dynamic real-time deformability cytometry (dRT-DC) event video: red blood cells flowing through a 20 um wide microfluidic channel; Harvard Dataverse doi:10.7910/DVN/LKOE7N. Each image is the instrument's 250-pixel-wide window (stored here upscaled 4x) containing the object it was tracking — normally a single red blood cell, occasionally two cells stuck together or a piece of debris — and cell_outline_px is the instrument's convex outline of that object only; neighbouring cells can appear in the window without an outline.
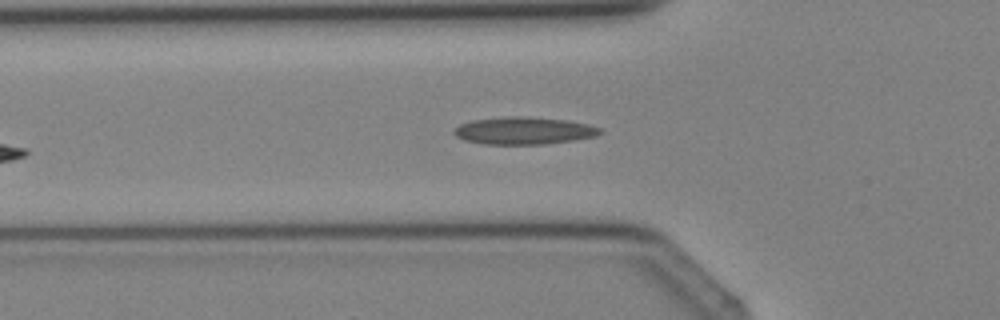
{"species": "Egyptian fruit bat (a non-hibernating species)", "species_latin": "Rousettus aegyptiacus", "temperature_condition": "cold", "stored_images_in_passage": 5, "camera_frame_rate_fps": 3000, "um_per_image_px": 0.085, "animal": {"sex": "female"}, "frame": {"image": 1, "passage_image": 5, "time_ms": 5.0, "image_size_px": [1000, 320], "cell_outline_px": [[604, 132], [596, 136], [572, 140], [544, 144], [484, 144], [464, 140], [456, 136], [452, 132], [460, 124], [472, 120], [508, 116], [520, 116], [568, 120], [588, 124], [600, 128]], "centroid_in_image_um": [44.53, 11.1], "position_along_channel_um": 81.3, "area_um2": 23.24}}